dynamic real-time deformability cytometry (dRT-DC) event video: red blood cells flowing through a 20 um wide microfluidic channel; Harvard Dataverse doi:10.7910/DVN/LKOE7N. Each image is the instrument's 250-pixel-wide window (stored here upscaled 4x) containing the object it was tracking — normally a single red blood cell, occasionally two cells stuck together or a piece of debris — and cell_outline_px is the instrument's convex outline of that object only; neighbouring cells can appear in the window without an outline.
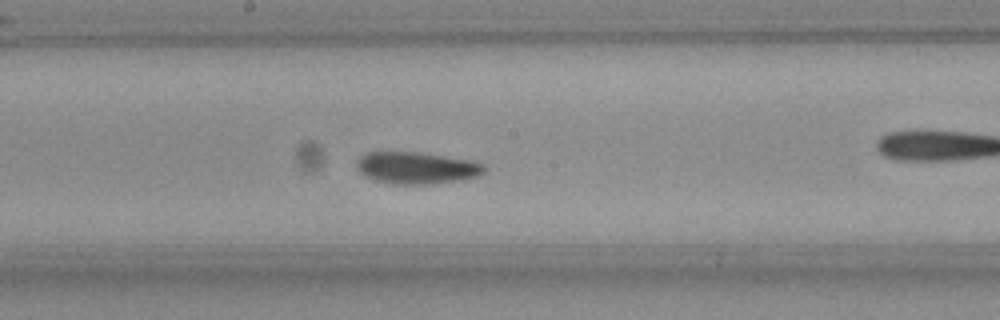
{"species": "Egyptian fruit bat (a non-hibernating species)", "species_latin": "Rousettus aegyptiacus", "temperature_condition": "room temperature", "stored_images_in_passage": 46, "camera_frame_rate_fps": 3000, "um_per_image_px": 0.085, "frame": {"image": 1, "passage_image": 27, "time_ms": 8.667, "image_size_px": [1000, 320], "cell_outline_px": [[488, 168], [480, 176], [464, 180], [432, 184], [392, 184], [372, 180], [364, 176], [356, 168], [356, 160], [360, 156], [368, 152], [416, 152], [472, 160], [484, 164]], "centroid_in_image_um": [35.43, 14.28], "position_along_channel_um": 212.8, "area_um2": 24.16}, "authors_computed_cell_mechanics": {"area_um2": 22.9177, "velocity_mm_per_s": 3.6969, "shape_relaxation_time_tau1_ms": null, "shape_relaxation_time_tau2_ms": 1.7456, "deformation_change_tau1": null, "deformation_change_tau2": 0.052}}